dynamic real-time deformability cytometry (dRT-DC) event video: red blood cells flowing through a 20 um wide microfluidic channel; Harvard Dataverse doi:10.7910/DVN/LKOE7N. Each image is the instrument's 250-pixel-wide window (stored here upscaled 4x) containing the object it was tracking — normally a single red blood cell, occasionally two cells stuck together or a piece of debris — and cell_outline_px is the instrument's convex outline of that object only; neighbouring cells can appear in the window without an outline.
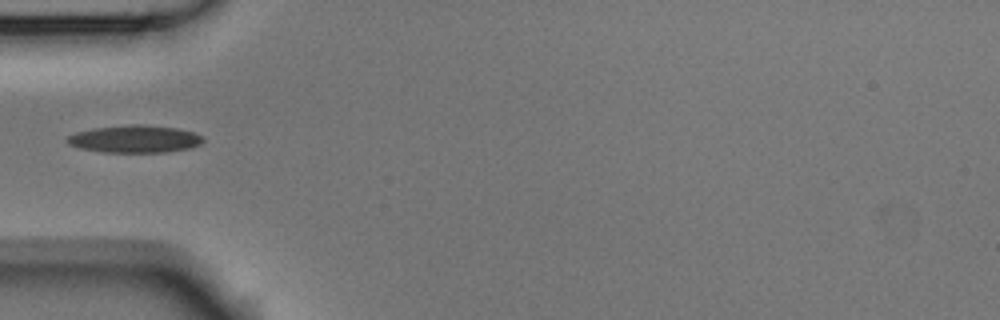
{"species": "Egyptian fruit bat (a non-hibernating species)", "species_latin": "Rousettus aegyptiacus", "temperature_condition": "room temperature", "stored_images_in_passage": 2, "camera_frame_rate_fps": 3000, "um_per_image_px": 0.085, "animal": {"sex": "male"}, "frame": {"image": 1, "passage_image": 2, "time_ms": 0.333, "image_size_px": [1000, 320], "cell_outline_px": [[204, 140], [200, 144], [188, 148], [168, 152], [104, 152], [80, 148], [68, 144], [64, 140], [68, 136], [76, 132], [92, 128], [128, 124], [140, 124], [176, 128], [192, 132], [204, 136]], "centroid_in_image_um": [11.43, 11.81], "position_along_channel_um": 73.6, "area_um2": 21.79}}